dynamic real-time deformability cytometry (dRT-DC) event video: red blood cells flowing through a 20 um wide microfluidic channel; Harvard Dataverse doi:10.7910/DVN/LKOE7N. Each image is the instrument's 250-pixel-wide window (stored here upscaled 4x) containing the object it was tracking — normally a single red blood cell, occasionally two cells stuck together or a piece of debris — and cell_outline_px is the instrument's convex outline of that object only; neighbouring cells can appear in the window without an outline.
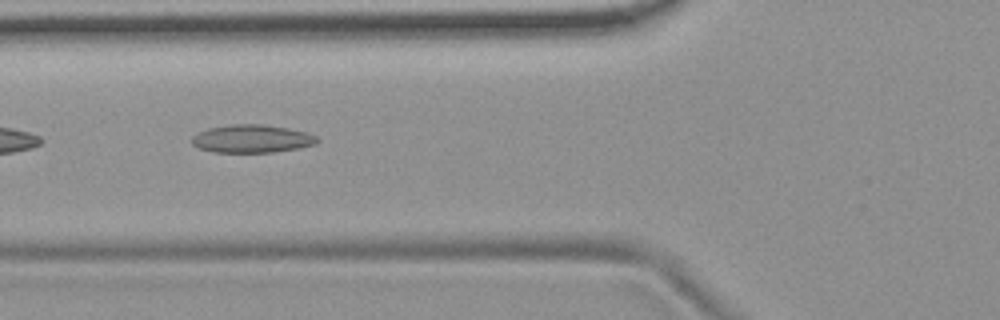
{"species": "common noctule bat (a hibernating species)", "species_latin": "Nyctalus noctula", "temperature_condition": "room temperature", "stored_images_in_passage": 16, "camera_frame_rate_fps": 3000, "um_per_image_px": 0.085, "animal": {"sex": "female", "body_mass_g": 19.9}, "frame": {"image": 1, "passage_image": 14, "time_ms": 4.333, "image_size_px": [1000, 320], "cell_outline_px": [[320, 140], [316, 144], [300, 148], [272, 152], [212, 152], [200, 148], [192, 144], [192, 136], [196, 132], [208, 128], [232, 124], [264, 124], [288, 128], [308, 132], [316, 136]], "centroid_in_image_um": [21.42, 11.78], "position_along_channel_um": 104.4, "area_um2": 20.63}}